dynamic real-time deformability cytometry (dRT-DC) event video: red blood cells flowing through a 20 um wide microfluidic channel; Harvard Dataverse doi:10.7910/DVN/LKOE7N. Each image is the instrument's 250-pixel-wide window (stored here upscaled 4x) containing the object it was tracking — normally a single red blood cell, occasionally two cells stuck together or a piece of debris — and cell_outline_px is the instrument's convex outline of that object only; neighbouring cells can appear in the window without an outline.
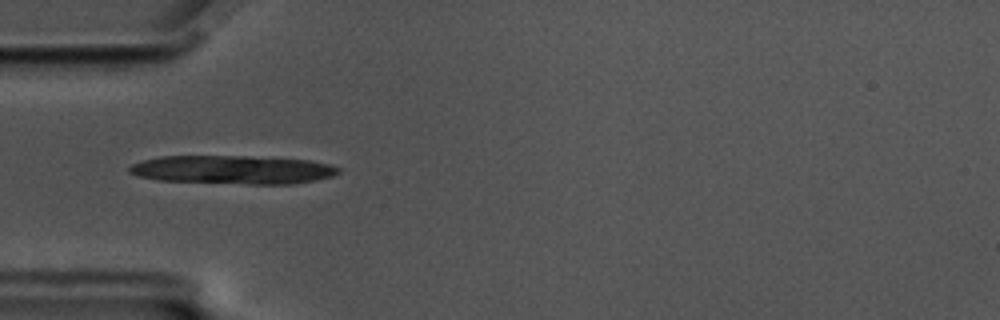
{"species": "common noctule bat (a hibernating species)", "species_latin": "Nyctalus noctula", "temperature_condition": "cold", "stored_images_in_passage": 56, "camera_frame_rate_fps": 3000, "um_per_image_px": 0.085, "animal": {"sex": "male", "body_mass_g": 17.5, "forearm_length_mm": 52.3}, "frame": {"image": 1, "passage_image": 17, "time_ms": 5.333, "image_size_px": [1000, 320], "cell_outline_px": [[340, 172], [332, 176], [316, 180], [292, 184], [248, 184], [156, 180], [136, 176], [128, 172], [128, 168], [132, 164], [144, 160], [160, 156], [248, 156], [308, 160], [328, 164], [340, 168]], "centroid_in_image_um": [19.75, 14.43], "position_along_channel_um": 65.2, "area_um2": 34.85}}
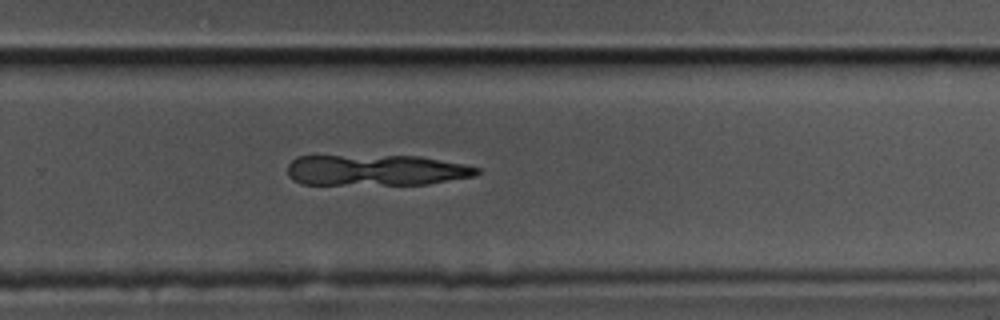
{"frame": {"image": 2, "passage_image": 37, "time_ms": 12.0, "image_size_px": [1000, 320], "cell_outline_px": [[480, 172], [476, 176], [428, 184], [300, 184], [292, 180], [288, 176], [288, 164], [296, 156], [420, 156], [480, 168]], "centroid_in_image_um": [31.94, 14.47], "position_along_channel_um": 297.9, "area_um2": 34.04}}